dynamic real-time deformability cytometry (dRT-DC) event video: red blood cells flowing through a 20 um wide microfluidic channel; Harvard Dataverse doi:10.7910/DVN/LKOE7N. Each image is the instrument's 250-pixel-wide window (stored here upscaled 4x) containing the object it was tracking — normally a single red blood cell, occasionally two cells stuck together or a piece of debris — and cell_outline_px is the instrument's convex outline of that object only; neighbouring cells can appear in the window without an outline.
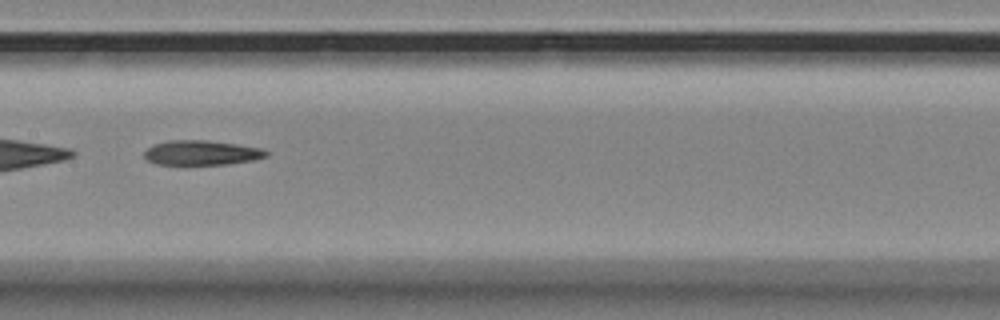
{"species": "Egyptian fruit bat (a non-hibernating species)", "species_latin": "Rousettus aegyptiacus", "temperature_condition": "room temperature", "stored_images_in_passage": 44, "segment_of_instrument_passage": [2, 2], "camera_frame_rate_fps": 3000, "um_per_image_px": 0.085, "animal": {"sex": "female"}, "frame": {"image": 1, "passage_image": 22, "time_ms": 7.0, "image_size_px": [1000, 320], "cell_outline_px": [[268, 156], [252, 160], [228, 164], [156, 164], [148, 160], [144, 156], [144, 152], [152, 144], [168, 140], [208, 140], [236, 144], [260, 148], [268, 152]], "centroid_in_image_um": [17.11, 12.97], "position_along_channel_um": 190.3, "area_um2": 17.46}}
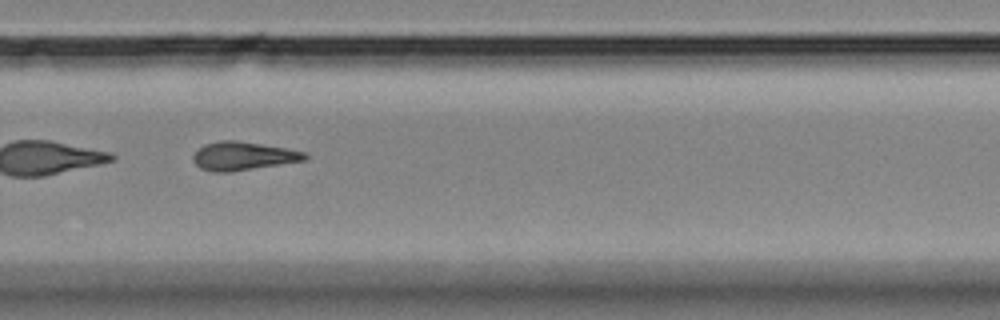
{"frame": {"image": 2, "passage_image": 32, "time_ms": 10.333, "image_size_px": [1000, 320], "cell_outline_px": [[308, 160], [228, 172], [212, 172], [200, 168], [192, 160], [192, 156], [204, 144], [220, 140], [236, 140], [308, 152]], "centroid_in_image_um": [20.67, 13.26], "position_along_channel_um": 309.1, "area_um2": 18.5}}
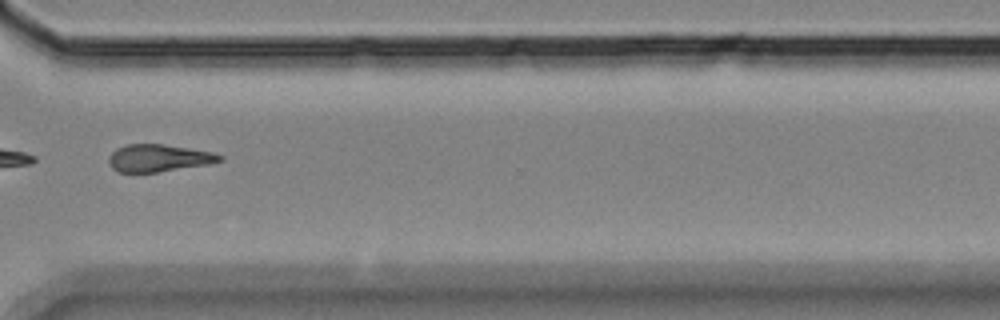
{"frame": {"image": 3, "passage_image": 36, "time_ms": 11.667, "image_size_px": [1000, 320], "cell_outline_px": [[224, 160], [212, 164], [156, 172], [120, 172], [112, 168], [108, 164], [108, 156], [116, 148], [128, 144], [164, 144], [212, 152], [224, 156]], "centroid_in_image_um": [13.5, 13.43], "position_along_channel_um": 357.1, "area_um2": 17.8}}